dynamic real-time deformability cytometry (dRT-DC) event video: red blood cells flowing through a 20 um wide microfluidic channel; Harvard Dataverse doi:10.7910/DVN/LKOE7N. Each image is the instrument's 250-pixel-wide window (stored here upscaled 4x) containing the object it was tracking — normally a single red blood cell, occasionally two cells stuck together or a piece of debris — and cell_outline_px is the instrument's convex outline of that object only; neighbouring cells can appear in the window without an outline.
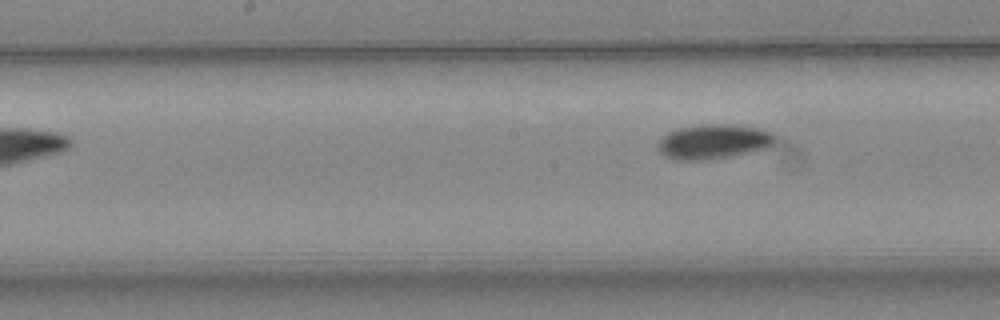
{"species": "common noctule bat (a hibernating species)", "species_latin": "Nyctalus noctula", "temperature_condition": "warm", "stored_images_in_passage": 7, "camera_frame_rate_fps": 3000, "um_per_image_px": 0.085, "animal": {"sex": "female", "body_mass_g": 24.6, "forearm_length_mm": 56.2}, "frame": {"image": 1, "passage_image": 7, "time_ms": 2.0, "image_size_px": [1000, 320], "cell_outline_px": [[780, 136], [768, 148], [728, 156], [704, 160], [676, 160], [664, 156], [660, 152], [660, 140], [668, 132], [676, 128], [700, 124], [728, 124], [760, 128], [772, 132]], "centroid_in_image_um": [60.7, 12.02], "position_along_channel_um": 187.5, "area_um2": 23.7}}